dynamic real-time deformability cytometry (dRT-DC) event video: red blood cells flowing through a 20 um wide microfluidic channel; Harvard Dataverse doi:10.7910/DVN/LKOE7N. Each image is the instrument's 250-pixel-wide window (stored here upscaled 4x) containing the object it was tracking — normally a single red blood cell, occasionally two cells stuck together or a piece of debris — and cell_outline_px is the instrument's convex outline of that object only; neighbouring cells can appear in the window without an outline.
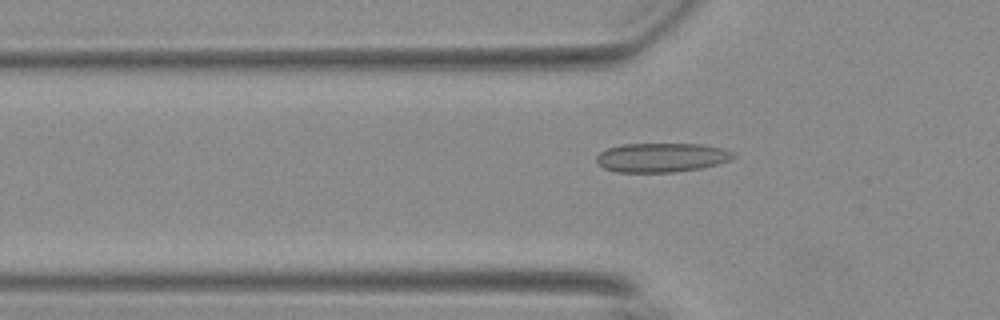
{"species": "Egyptian fruit bat (a non-hibernating species)", "species_latin": "Rousettus aegyptiacus", "temperature_condition": "warm", "stored_images_in_passage": 45, "camera_frame_rate_fps": 3000, "um_per_image_px": 0.085, "animal": {"sex": "female"}, "frame": {"image": 1, "passage_image": 9, "time_ms": 2.667, "image_size_px": [1000, 320], "cell_outline_px": [[736, 156], [732, 160], [700, 168], [672, 172], [620, 172], [604, 168], [596, 164], [596, 156], [600, 152], [608, 148], [620, 144], [704, 144], [724, 148], [736, 152]], "centroid_in_image_um": [56.26, 13.38], "position_along_channel_um": 69.5, "area_um2": 23.47}}
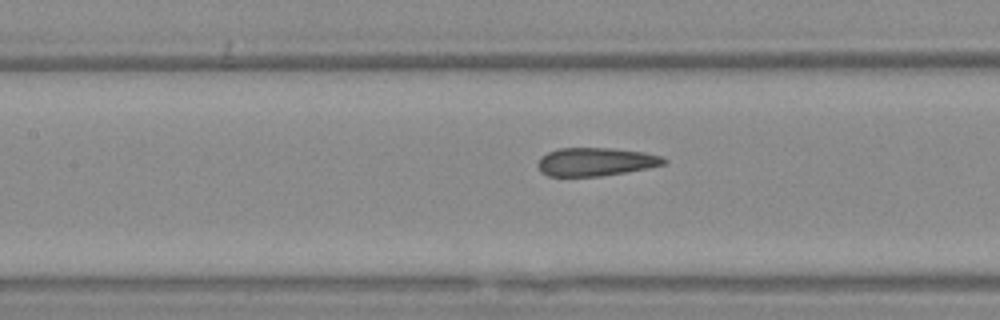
{"frame": {"image": 2, "passage_image": 16, "time_ms": 5.0, "image_size_px": [1000, 320], "cell_outline_px": [[668, 160], [664, 164], [648, 168], [600, 176], [548, 176], [540, 172], [536, 164], [540, 156], [548, 152], [560, 148], [612, 148], [644, 152], [664, 156]], "centroid_in_image_um": [50.61, 13.75], "position_along_channel_um": 156.8, "area_um2": 20.92}}
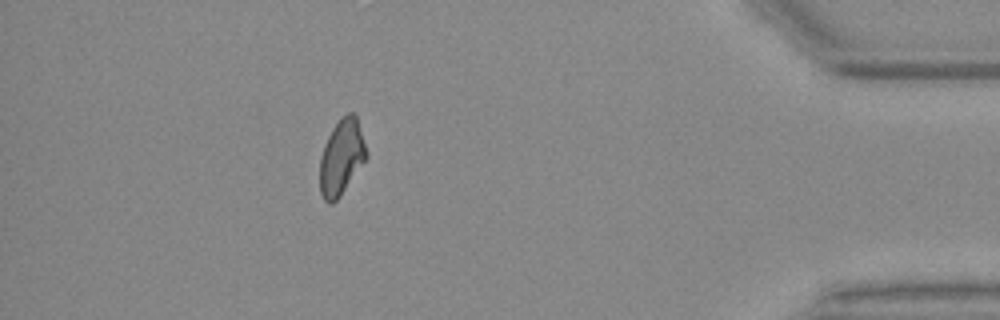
{"frame": {"image": 3, "passage_image": 40, "time_ms": 13.0, "image_size_px": [1000, 320], "cell_outline_px": [[368, 156], [340, 196], [332, 204], [328, 204], [324, 200], [320, 192], [320, 156], [324, 144], [332, 128], [340, 116], [348, 112], [352, 112], [356, 116], [368, 152]], "centroid_in_image_um": [29.02, 13.34], "position_along_channel_um": 406.2, "area_um2": 20.58}}